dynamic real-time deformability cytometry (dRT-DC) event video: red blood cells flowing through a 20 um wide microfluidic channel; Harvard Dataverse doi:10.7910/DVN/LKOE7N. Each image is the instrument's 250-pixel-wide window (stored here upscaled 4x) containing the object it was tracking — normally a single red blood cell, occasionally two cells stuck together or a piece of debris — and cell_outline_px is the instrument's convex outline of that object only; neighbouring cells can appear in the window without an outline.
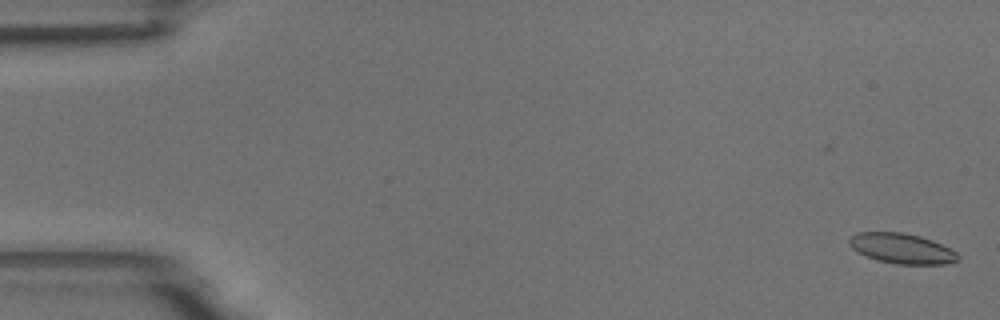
{"species": "common noctule bat (a hibernating species)", "species_latin": "Nyctalus noctula", "temperature_condition": "room temperature", "stored_images_in_passage": 55, "camera_frame_rate_fps": 3000, "um_per_image_px": 0.085, "animal": {"sex": "male", "body_mass_g": 18.8}, "frame": {"image": 1, "passage_image": 1, "time_ms": 0.0, "image_size_px": [1000, 320], "cell_outline_px": [[960, 260], [944, 264], [896, 264], [876, 260], [864, 256], [856, 252], [848, 244], [848, 240], [856, 232], [904, 232], [920, 236], [932, 240], [956, 252], [960, 256]], "centroid_in_image_um": [76.62, 21.12], "position_along_channel_um": 8.4, "area_um2": 19.31}}
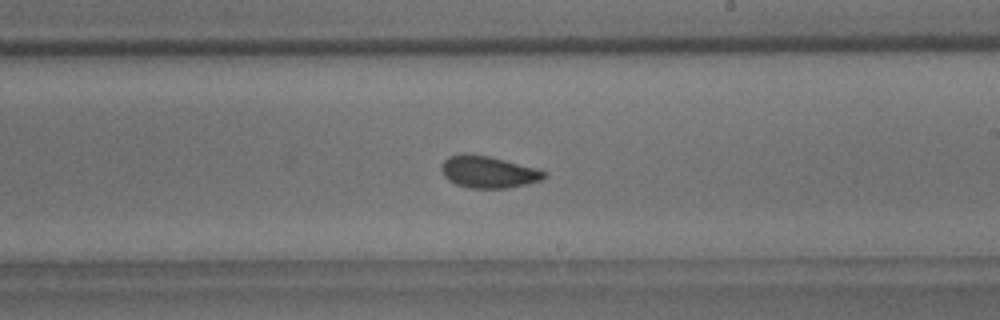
{"frame": {"image": 2, "passage_image": 32, "time_ms": 10.333, "image_size_px": [1000, 320], "cell_outline_px": [[548, 176], [540, 180], [508, 188], [468, 188], [456, 184], [448, 180], [444, 176], [440, 168], [444, 160], [448, 156], [464, 152], [488, 156], [536, 168], [548, 172]], "centroid_in_image_um": [41.47, 14.61], "position_along_channel_um": 247.5, "area_um2": 19.19}}
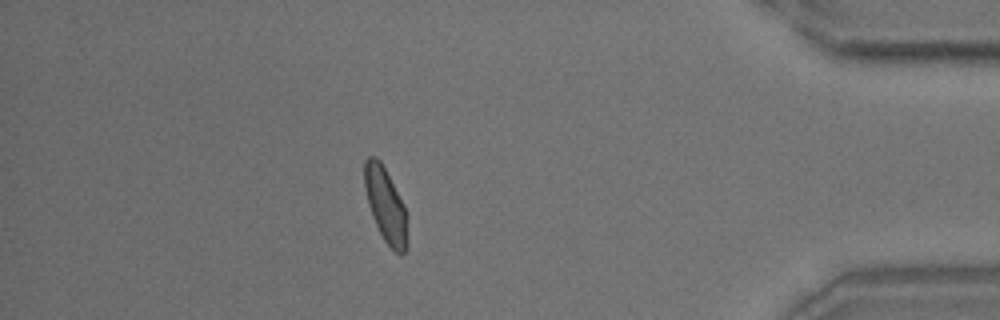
{"frame": {"image": 3, "passage_image": 48, "time_ms": 15.667, "image_size_px": [1000, 320], "cell_outline_px": [[408, 248], [404, 252], [396, 252], [384, 240], [372, 216], [368, 204], [364, 188], [364, 160], [368, 156], [376, 156], [380, 160], [404, 204], [408, 216]], "centroid_in_image_um": [32.79, 17.42], "position_along_channel_um": 402.4, "area_um2": 18.84}, "authors_computed_cell_mechanics": {"area_um2": 19.1896, "velocity_mm_per_s": 3.6964, "shape_relaxation_time_tau1_ms": 5.9277, "shape_relaxation_time_tau2_ms": 1.518, "deformation_change_tau1": 0.1273, "deformation_change_tau2": 0.0688}}